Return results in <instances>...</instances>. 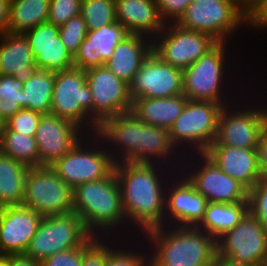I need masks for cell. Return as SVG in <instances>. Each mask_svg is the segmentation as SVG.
I'll use <instances>...</instances> for the list:
<instances>
[{"instance_id":"15","label":"cell","mask_w":267,"mask_h":266,"mask_svg":"<svg viewBox=\"0 0 267 266\" xmlns=\"http://www.w3.org/2000/svg\"><path fill=\"white\" fill-rule=\"evenodd\" d=\"M92 95V121L99 127L108 118L131 112L129 85L105 66L85 70Z\"/></svg>"},{"instance_id":"25","label":"cell","mask_w":267,"mask_h":266,"mask_svg":"<svg viewBox=\"0 0 267 266\" xmlns=\"http://www.w3.org/2000/svg\"><path fill=\"white\" fill-rule=\"evenodd\" d=\"M151 52L152 40L150 38L129 34L117 44L104 66L129 85Z\"/></svg>"},{"instance_id":"44","label":"cell","mask_w":267,"mask_h":266,"mask_svg":"<svg viewBox=\"0 0 267 266\" xmlns=\"http://www.w3.org/2000/svg\"><path fill=\"white\" fill-rule=\"evenodd\" d=\"M248 25L251 29H267V0H254L247 6Z\"/></svg>"},{"instance_id":"9","label":"cell","mask_w":267,"mask_h":266,"mask_svg":"<svg viewBox=\"0 0 267 266\" xmlns=\"http://www.w3.org/2000/svg\"><path fill=\"white\" fill-rule=\"evenodd\" d=\"M50 114L74 122L86 133H97L85 70L71 68L55 73Z\"/></svg>"},{"instance_id":"13","label":"cell","mask_w":267,"mask_h":266,"mask_svg":"<svg viewBox=\"0 0 267 266\" xmlns=\"http://www.w3.org/2000/svg\"><path fill=\"white\" fill-rule=\"evenodd\" d=\"M216 246L218 257L261 266L267 258V231L248 211L234 228L216 240Z\"/></svg>"},{"instance_id":"28","label":"cell","mask_w":267,"mask_h":266,"mask_svg":"<svg viewBox=\"0 0 267 266\" xmlns=\"http://www.w3.org/2000/svg\"><path fill=\"white\" fill-rule=\"evenodd\" d=\"M184 94L166 98H139L131 112L143 123L169 130L186 105Z\"/></svg>"},{"instance_id":"40","label":"cell","mask_w":267,"mask_h":266,"mask_svg":"<svg viewBox=\"0 0 267 266\" xmlns=\"http://www.w3.org/2000/svg\"><path fill=\"white\" fill-rule=\"evenodd\" d=\"M82 0H50L48 23L57 27L81 14Z\"/></svg>"},{"instance_id":"11","label":"cell","mask_w":267,"mask_h":266,"mask_svg":"<svg viewBox=\"0 0 267 266\" xmlns=\"http://www.w3.org/2000/svg\"><path fill=\"white\" fill-rule=\"evenodd\" d=\"M91 236L75 212L45 216L24 255L41 263L55 253L77 248Z\"/></svg>"},{"instance_id":"22","label":"cell","mask_w":267,"mask_h":266,"mask_svg":"<svg viewBox=\"0 0 267 266\" xmlns=\"http://www.w3.org/2000/svg\"><path fill=\"white\" fill-rule=\"evenodd\" d=\"M128 35L127 29L118 21L99 29L88 30L86 38L74 55V68L87 70L104 66L117 44Z\"/></svg>"},{"instance_id":"42","label":"cell","mask_w":267,"mask_h":266,"mask_svg":"<svg viewBox=\"0 0 267 266\" xmlns=\"http://www.w3.org/2000/svg\"><path fill=\"white\" fill-rule=\"evenodd\" d=\"M108 238L97 237L85 250L81 266H105Z\"/></svg>"},{"instance_id":"17","label":"cell","mask_w":267,"mask_h":266,"mask_svg":"<svg viewBox=\"0 0 267 266\" xmlns=\"http://www.w3.org/2000/svg\"><path fill=\"white\" fill-rule=\"evenodd\" d=\"M183 70L163 62L153 51L129 84L130 97L166 98L183 94Z\"/></svg>"},{"instance_id":"6","label":"cell","mask_w":267,"mask_h":266,"mask_svg":"<svg viewBox=\"0 0 267 266\" xmlns=\"http://www.w3.org/2000/svg\"><path fill=\"white\" fill-rule=\"evenodd\" d=\"M223 107L215 102L187 100L180 116L168 130L174 148L182 156L205 153L215 140Z\"/></svg>"},{"instance_id":"1","label":"cell","mask_w":267,"mask_h":266,"mask_svg":"<svg viewBox=\"0 0 267 266\" xmlns=\"http://www.w3.org/2000/svg\"><path fill=\"white\" fill-rule=\"evenodd\" d=\"M114 172L121 188L128 238L164 226L166 186L177 171L157 163L118 162Z\"/></svg>"},{"instance_id":"29","label":"cell","mask_w":267,"mask_h":266,"mask_svg":"<svg viewBox=\"0 0 267 266\" xmlns=\"http://www.w3.org/2000/svg\"><path fill=\"white\" fill-rule=\"evenodd\" d=\"M248 212V202L233 204L208 202L205 217L197 226L217 240L234 228Z\"/></svg>"},{"instance_id":"4","label":"cell","mask_w":267,"mask_h":266,"mask_svg":"<svg viewBox=\"0 0 267 266\" xmlns=\"http://www.w3.org/2000/svg\"><path fill=\"white\" fill-rule=\"evenodd\" d=\"M228 45L231 46V42H217L197 61L183 70V94L188 100L215 102L223 106L233 104L238 100L237 97L240 96L238 92L240 89H243L244 85L242 83V85H240L242 87L239 89L236 88L237 90L231 88L234 87L232 83V86L230 85L232 74L234 75L237 73H231L232 71L230 70V68L233 70V65L231 67V63L234 62L235 59L232 60L233 57L231 53H228ZM227 74L230 77H228ZM230 89L237 91V93L234 91L232 92ZM236 94L238 95L236 96Z\"/></svg>"},{"instance_id":"43","label":"cell","mask_w":267,"mask_h":266,"mask_svg":"<svg viewBox=\"0 0 267 266\" xmlns=\"http://www.w3.org/2000/svg\"><path fill=\"white\" fill-rule=\"evenodd\" d=\"M193 0H156L165 24L176 23Z\"/></svg>"},{"instance_id":"30","label":"cell","mask_w":267,"mask_h":266,"mask_svg":"<svg viewBox=\"0 0 267 266\" xmlns=\"http://www.w3.org/2000/svg\"><path fill=\"white\" fill-rule=\"evenodd\" d=\"M28 167L0 152V208L22 205Z\"/></svg>"},{"instance_id":"27","label":"cell","mask_w":267,"mask_h":266,"mask_svg":"<svg viewBox=\"0 0 267 266\" xmlns=\"http://www.w3.org/2000/svg\"><path fill=\"white\" fill-rule=\"evenodd\" d=\"M182 159L171 144L168 130L140 121L139 163L162 164L179 172Z\"/></svg>"},{"instance_id":"45","label":"cell","mask_w":267,"mask_h":266,"mask_svg":"<svg viewBox=\"0 0 267 266\" xmlns=\"http://www.w3.org/2000/svg\"><path fill=\"white\" fill-rule=\"evenodd\" d=\"M257 154L260 178L267 179V129L260 136Z\"/></svg>"},{"instance_id":"50","label":"cell","mask_w":267,"mask_h":266,"mask_svg":"<svg viewBox=\"0 0 267 266\" xmlns=\"http://www.w3.org/2000/svg\"><path fill=\"white\" fill-rule=\"evenodd\" d=\"M5 127V122L0 118V138H1V134L4 130Z\"/></svg>"},{"instance_id":"33","label":"cell","mask_w":267,"mask_h":266,"mask_svg":"<svg viewBox=\"0 0 267 266\" xmlns=\"http://www.w3.org/2000/svg\"><path fill=\"white\" fill-rule=\"evenodd\" d=\"M111 239L112 238H108V252L106 253L105 266H149V249H146L148 248V245L144 239H140V236L139 238L138 236L135 237V239L134 237L130 239L124 237ZM142 241H144V245L146 244L145 246ZM133 245L137 246L135 247ZM142 249L146 251H143ZM146 253H148V255Z\"/></svg>"},{"instance_id":"32","label":"cell","mask_w":267,"mask_h":266,"mask_svg":"<svg viewBox=\"0 0 267 266\" xmlns=\"http://www.w3.org/2000/svg\"><path fill=\"white\" fill-rule=\"evenodd\" d=\"M55 73L42 69L23 82V108L50 114Z\"/></svg>"},{"instance_id":"19","label":"cell","mask_w":267,"mask_h":266,"mask_svg":"<svg viewBox=\"0 0 267 266\" xmlns=\"http://www.w3.org/2000/svg\"><path fill=\"white\" fill-rule=\"evenodd\" d=\"M43 216L23 205L0 208V253L24 254Z\"/></svg>"},{"instance_id":"26","label":"cell","mask_w":267,"mask_h":266,"mask_svg":"<svg viewBox=\"0 0 267 266\" xmlns=\"http://www.w3.org/2000/svg\"><path fill=\"white\" fill-rule=\"evenodd\" d=\"M37 69L29 40L24 34L6 33L0 37V75H12L25 82Z\"/></svg>"},{"instance_id":"49","label":"cell","mask_w":267,"mask_h":266,"mask_svg":"<svg viewBox=\"0 0 267 266\" xmlns=\"http://www.w3.org/2000/svg\"><path fill=\"white\" fill-rule=\"evenodd\" d=\"M0 266H8V255L0 256Z\"/></svg>"},{"instance_id":"20","label":"cell","mask_w":267,"mask_h":266,"mask_svg":"<svg viewBox=\"0 0 267 266\" xmlns=\"http://www.w3.org/2000/svg\"><path fill=\"white\" fill-rule=\"evenodd\" d=\"M97 134L103 139L114 163H139L140 120L132 113L105 120Z\"/></svg>"},{"instance_id":"52","label":"cell","mask_w":267,"mask_h":266,"mask_svg":"<svg viewBox=\"0 0 267 266\" xmlns=\"http://www.w3.org/2000/svg\"><path fill=\"white\" fill-rule=\"evenodd\" d=\"M261 266H267V258L264 260Z\"/></svg>"},{"instance_id":"35","label":"cell","mask_w":267,"mask_h":266,"mask_svg":"<svg viewBox=\"0 0 267 266\" xmlns=\"http://www.w3.org/2000/svg\"><path fill=\"white\" fill-rule=\"evenodd\" d=\"M23 82L0 75V118L6 122L23 108Z\"/></svg>"},{"instance_id":"48","label":"cell","mask_w":267,"mask_h":266,"mask_svg":"<svg viewBox=\"0 0 267 266\" xmlns=\"http://www.w3.org/2000/svg\"><path fill=\"white\" fill-rule=\"evenodd\" d=\"M213 266H256V265H250V264H237L233 263L225 258L222 257H216Z\"/></svg>"},{"instance_id":"8","label":"cell","mask_w":267,"mask_h":266,"mask_svg":"<svg viewBox=\"0 0 267 266\" xmlns=\"http://www.w3.org/2000/svg\"><path fill=\"white\" fill-rule=\"evenodd\" d=\"M240 97L237 104L235 101L222 108L218 119L217 134L211 145L257 149L260 136L267 129V104H264L263 100H258L256 103V98L253 101V97L247 99L244 95Z\"/></svg>"},{"instance_id":"16","label":"cell","mask_w":267,"mask_h":266,"mask_svg":"<svg viewBox=\"0 0 267 266\" xmlns=\"http://www.w3.org/2000/svg\"><path fill=\"white\" fill-rule=\"evenodd\" d=\"M208 201L179 171L167 183L164 226L197 227L205 217Z\"/></svg>"},{"instance_id":"31","label":"cell","mask_w":267,"mask_h":266,"mask_svg":"<svg viewBox=\"0 0 267 266\" xmlns=\"http://www.w3.org/2000/svg\"><path fill=\"white\" fill-rule=\"evenodd\" d=\"M50 0H11L8 33L24 34L48 20Z\"/></svg>"},{"instance_id":"37","label":"cell","mask_w":267,"mask_h":266,"mask_svg":"<svg viewBox=\"0 0 267 266\" xmlns=\"http://www.w3.org/2000/svg\"><path fill=\"white\" fill-rule=\"evenodd\" d=\"M87 26L81 14L59 27V35L67 50L74 56L87 36Z\"/></svg>"},{"instance_id":"36","label":"cell","mask_w":267,"mask_h":266,"mask_svg":"<svg viewBox=\"0 0 267 266\" xmlns=\"http://www.w3.org/2000/svg\"><path fill=\"white\" fill-rule=\"evenodd\" d=\"M81 15L88 30L117 21L115 0H82Z\"/></svg>"},{"instance_id":"38","label":"cell","mask_w":267,"mask_h":266,"mask_svg":"<svg viewBox=\"0 0 267 266\" xmlns=\"http://www.w3.org/2000/svg\"><path fill=\"white\" fill-rule=\"evenodd\" d=\"M248 211L267 231V179H260L248 190Z\"/></svg>"},{"instance_id":"24","label":"cell","mask_w":267,"mask_h":266,"mask_svg":"<svg viewBox=\"0 0 267 266\" xmlns=\"http://www.w3.org/2000/svg\"><path fill=\"white\" fill-rule=\"evenodd\" d=\"M116 19L129 34L153 40L165 27L156 0H115Z\"/></svg>"},{"instance_id":"2","label":"cell","mask_w":267,"mask_h":266,"mask_svg":"<svg viewBox=\"0 0 267 266\" xmlns=\"http://www.w3.org/2000/svg\"><path fill=\"white\" fill-rule=\"evenodd\" d=\"M73 206L92 235L99 238L128 237L121 188L114 170L105 178L76 186Z\"/></svg>"},{"instance_id":"14","label":"cell","mask_w":267,"mask_h":266,"mask_svg":"<svg viewBox=\"0 0 267 266\" xmlns=\"http://www.w3.org/2000/svg\"><path fill=\"white\" fill-rule=\"evenodd\" d=\"M217 41L210 35L168 23L152 40V51L163 61L182 70L209 51Z\"/></svg>"},{"instance_id":"34","label":"cell","mask_w":267,"mask_h":266,"mask_svg":"<svg viewBox=\"0 0 267 266\" xmlns=\"http://www.w3.org/2000/svg\"><path fill=\"white\" fill-rule=\"evenodd\" d=\"M0 152L13 157L28 168L39 167V154L35 137L17 131L3 130L0 138Z\"/></svg>"},{"instance_id":"7","label":"cell","mask_w":267,"mask_h":266,"mask_svg":"<svg viewBox=\"0 0 267 266\" xmlns=\"http://www.w3.org/2000/svg\"><path fill=\"white\" fill-rule=\"evenodd\" d=\"M115 163L103 139L97 133H86L82 139L51 168L72 189L107 177Z\"/></svg>"},{"instance_id":"47","label":"cell","mask_w":267,"mask_h":266,"mask_svg":"<svg viewBox=\"0 0 267 266\" xmlns=\"http://www.w3.org/2000/svg\"><path fill=\"white\" fill-rule=\"evenodd\" d=\"M8 266H40V263L24 254L8 255Z\"/></svg>"},{"instance_id":"3","label":"cell","mask_w":267,"mask_h":266,"mask_svg":"<svg viewBox=\"0 0 267 266\" xmlns=\"http://www.w3.org/2000/svg\"><path fill=\"white\" fill-rule=\"evenodd\" d=\"M141 238L149 248V266H211L216 240L198 227L159 226Z\"/></svg>"},{"instance_id":"12","label":"cell","mask_w":267,"mask_h":266,"mask_svg":"<svg viewBox=\"0 0 267 266\" xmlns=\"http://www.w3.org/2000/svg\"><path fill=\"white\" fill-rule=\"evenodd\" d=\"M22 205L43 217L72 213L73 189L51 166L31 167L25 178Z\"/></svg>"},{"instance_id":"39","label":"cell","mask_w":267,"mask_h":266,"mask_svg":"<svg viewBox=\"0 0 267 266\" xmlns=\"http://www.w3.org/2000/svg\"><path fill=\"white\" fill-rule=\"evenodd\" d=\"M42 113L22 108L5 122L4 130L17 131L35 137Z\"/></svg>"},{"instance_id":"23","label":"cell","mask_w":267,"mask_h":266,"mask_svg":"<svg viewBox=\"0 0 267 266\" xmlns=\"http://www.w3.org/2000/svg\"><path fill=\"white\" fill-rule=\"evenodd\" d=\"M205 154L224 173L238 180L248 190L261 179L257 149L210 145Z\"/></svg>"},{"instance_id":"41","label":"cell","mask_w":267,"mask_h":266,"mask_svg":"<svg viewBox=\"0 0 267 266\" xmlns=\"http://www.w3.org/2000/svg\"><path fill=\"white\" fill-rule=\"evenodd\" d=\"M92 235L85 243L77 248L55 253L40 263V266H81L84 250L96 239Z\"/></svg>"},{"instance_id":"51","label":"cell","mask_w":267,"mask_h":266,"mask_svg":"<svg viewBox=\"0 0 267 266\" xmlns=\"http://www.w3.org/2000/svg\"><path fill=\"white\" fill-rule=\"evenodd\" d=\"M246 6L251 4L254 0H241Z\"/></svg>"},{"instance_id":"21","label":"cell","mask_w":267,"mask_h":266,"mask_svg":"<svg viewBox=\"0 0 267 266\" xmlns=\"http://www.w3.org/2000/svg\"><path fill=\"white\" fill-rule=\"evenodd\" d=\"M38 69L59 73L74 68V56L59 35V27L45 22L24 33Z\"/></svg>"},{"instance_id":"10","label":"cell","mask_w":267,"mask_h":266,"mask_svg":"<svg viewBox=\"0 0 267 266\" xmlns=\"http://www.w3.org/2000/svg\"><path fill=\"white\" fill-rule=\"evenodd\" d=\"M180 172L208 202H248V189L224 173L205 153L183 156Z\"/></svg>"},{"instance_id":"18","label":"cell","mask_w":267,"mask_h":266,"mask_svg":"<svg viewBox=\"0 0 267 266\" xmlns=\"http://www.w3.org/2000/svg\"><path fill=\"white\" fill-rule=\"evenodd\" d=\"M85 134L83 129L70 120L52 114H43L35 135L39 167L52 166L67 154Z\"/></svg>"},{"instance_id":"46","label":"cell","mask_w":267,"mask_h":266,"mask_svg":"<svg viewBox=\"0 0 267 266\" xmlns=\"http://www.w3.org/2000/svg\"><path fill=\"white\" fill-rule=\"evenodd\" d=\"M11 0H0V37L8 33Z\"/></svg>"},{"instance_id":"5","label":"cell","mask_w":267,"mask_h":266,"mask_svg":"<svg viewBox=\"0 0 267 266\" xmlns=\"http://www.w3.org/2000/svg\"><path fill=\"white\" fill-rule=\"evenodd\" d=\"M175 24L217 42H231L242 25H248L247 6L241 0H193Z\"/></svg>"}]
</instances>
